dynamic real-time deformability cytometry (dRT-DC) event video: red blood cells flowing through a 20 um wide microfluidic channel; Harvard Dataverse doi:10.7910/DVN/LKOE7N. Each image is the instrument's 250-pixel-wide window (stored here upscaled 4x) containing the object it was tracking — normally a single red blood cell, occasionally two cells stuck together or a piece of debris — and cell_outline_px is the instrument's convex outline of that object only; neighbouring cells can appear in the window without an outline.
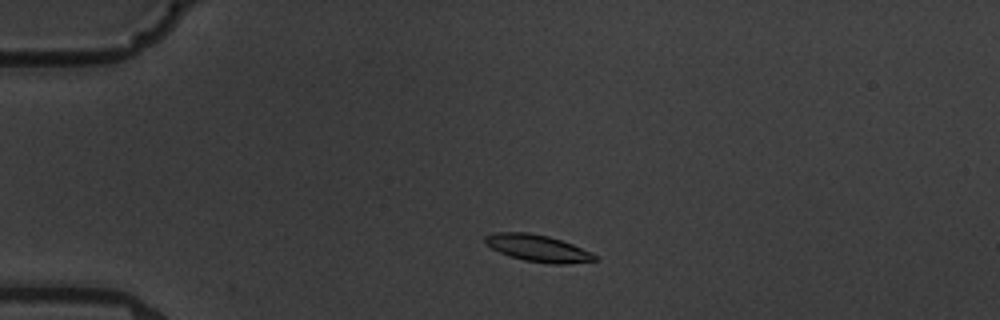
{"species": "common noctule bat (a hibernating species)", "species_latin": "Nyctalus noctula", "temperature_condition": "warm", "stored_images_in_passage": 3, "camera_frame_rate_fps": 3000, "um_per_image_px": 0.085, "animal": {"sex": "male", "body_mass_g": 19.5, "forearm_length_mm": 54.6}, "frame": {"image": 1, "passage_image": 2, "time_ms": 1.0, "image_size_px": [1000, 320], "cell_outline_px": [[596, 260], [568, 264], [548, 264], [524, 260], [508, 256], [484, 244], [484, 236], [496, 232], [528, 232], [548, 236], [572, 244], [592, 252], [596, 256]], "centroid_in_image_um": [45.69, 21.1], "position_along_channel_um": 39.3, "area_um2": 17.22}}